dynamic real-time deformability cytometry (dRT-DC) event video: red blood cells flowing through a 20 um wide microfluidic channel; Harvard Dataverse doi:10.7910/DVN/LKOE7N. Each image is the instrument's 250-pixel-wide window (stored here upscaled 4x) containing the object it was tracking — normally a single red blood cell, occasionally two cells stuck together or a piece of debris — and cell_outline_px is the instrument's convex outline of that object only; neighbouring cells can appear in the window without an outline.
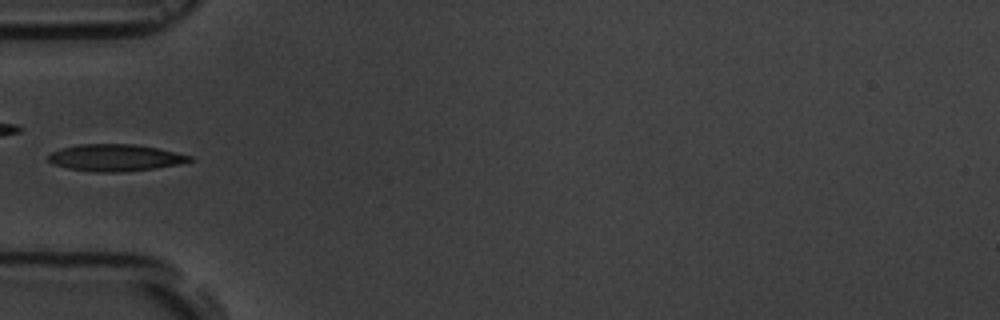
{"species": "common noctule bat (a hibernating species)", "species_latin": "Nyctalus noctula", "temperature_condition": "room temperature", "stored_images_in_passage": 9, "camera_frame_rate_fps": 3000, "um_per_image_px": 0.085, "animal": {"sex": "male", "body_mass_g": 19.5, "forearm_length_mm": 54.6}, "frame": {"image": 1, "passage_image": 6, "time_ms": 5.667, "image_size_px": [1000, 320], "cell_outline_px": [[196, 160], [180, 164], [156, 168], [120, 172], [96, 172], [68, 168], [52, 164], [48, 160], [48, 156], [52, 152], [60, 148], [80, 144], [136, 144], [176, 152], [192, 156]], "centroid_in_image_um": [9.82, 13.4], "position_along_channel_um": 75.2, "area_um2": 22.2}}
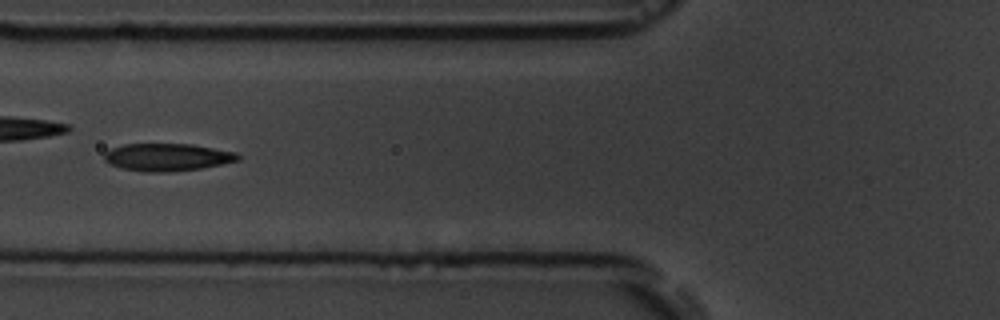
{"frame": {"image": 2, "passage_image": 7, "time_ms": 6.667, "image_size_px": [1000, 320], "cell_outline_px": [[240, 160], [200, 168], [168, 172], [144, 172], [120, 168], [104, 160], [104, 152], [112, 148], [124, 144], [192, 144], [236, 152], [240, 156]], "centroid_in_image_um": [14.2, 13.36], "position_along_channel_um": 111.6, "area_um2": 21.39}}
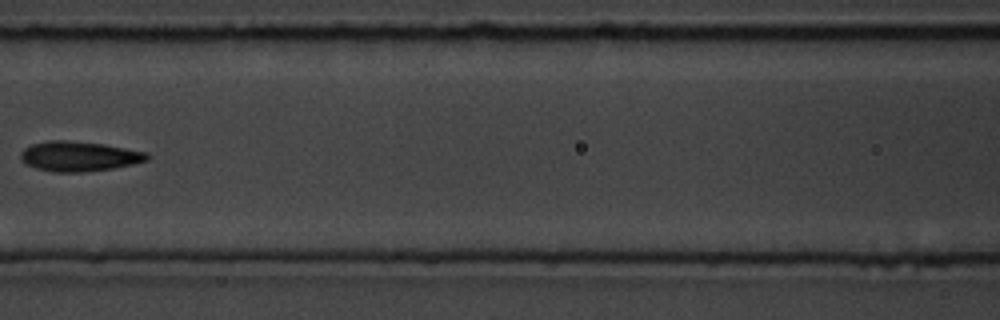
{"frame": {"image": 3, "passage_image": 8, "time_ms": 8.0, "image_size_px": [1000, 320], "cell_outline_px": [[152, 156], [148, 160], [132, 164], [112, 168], [80, 172], [52, 172], [36, 168], [20, 160], [20, 152], [24, 148], [32, 144], [52, 140], [64, 140], [104, 144], [148, 152]], "centroid_in_image_um": [6.73, 13.28], "position_along_channel_um": 159.9, "area_um2": 22.02}}